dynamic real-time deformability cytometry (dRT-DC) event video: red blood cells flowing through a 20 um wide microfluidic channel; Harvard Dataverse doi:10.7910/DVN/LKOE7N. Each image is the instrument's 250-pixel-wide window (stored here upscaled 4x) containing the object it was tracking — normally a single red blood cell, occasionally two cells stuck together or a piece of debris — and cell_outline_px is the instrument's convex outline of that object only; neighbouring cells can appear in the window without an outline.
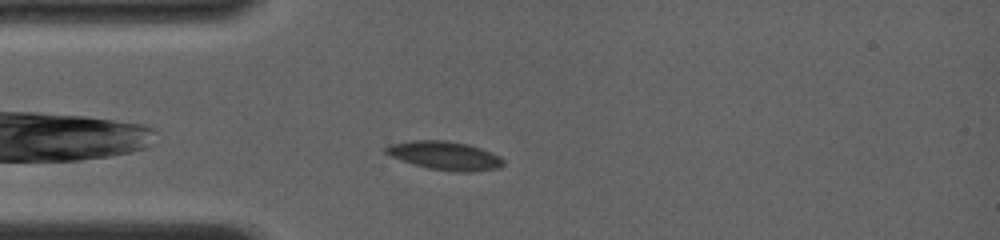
{"species": "common noctule bat (a hibernating species)", "species_latin": "Nyctalus noctula", "temperature_condition": "room temperature", "stored_images_in_passage": 6, "camera_frame_rate_fps": 4000, "um_per_image_px": 0.085, "animal": {"sex": "female", "body_mass_g": 19.0, "forearm_length_mm": 56.7}, "frame": {"image": 1, "passage_image": 2, "time_ms": 1.0, "image_size_px": [1000, 240], "cell_outline_px": [[504, 164], [500, 168], [472, 172], [456, 172], [428, 168], [412, 164], [392, 156], [384, 152], [384, 148], [392, 144], [412, 140], [444, 140], [468, 144], [480, 148], [500, 156], [504, 160]], "centroid_in_image_um": [37.84, 13.23], "position_along_channel_um": 47.2, "area_um2": 19.54}}
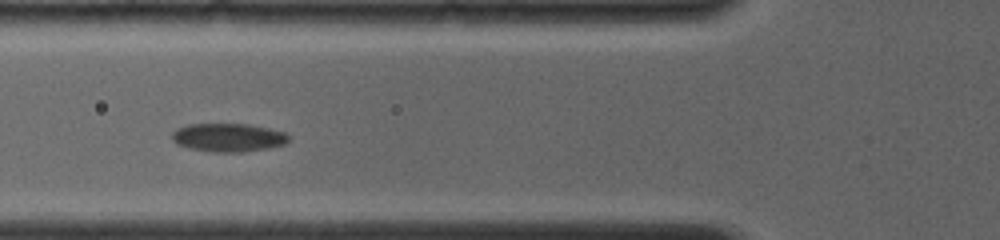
{"frame": {"image": 2, "passage_image": 4, "time_ms": 2.75, "image_size_px": [1000, 240], "cell_outline_px": [[288, 140], [284, 144], [268, 148], [244, 152], [212, 152], [192, 148], [176, 144], [172, 140], [172, 132], [176, 128], [188, 124], [248, 124], [268, 128], [284, 132], [288, 136]], "centroid_in_image_um": [19.37, 11.68], "position_along_channel_um": 106.4, "area_um2": 19.25}}
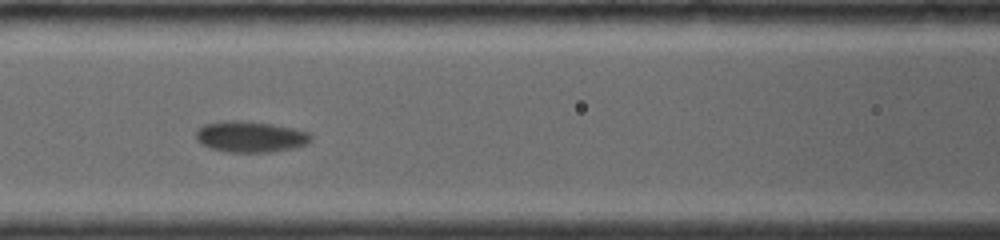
{"frame": {"image": 3, "passage_image": 5, "time_ms": 3.75, "image_size_px": [1000, 240], "cell_outline_px": [[312, 140], [308, 144], [292, 148], [272, 152], [228, 152], [212, 148], [200, 144], [196, 140], [196, 132], [204, 124], [228, 120], [236, 120], [272, 124], [292, 128], [308, 132], [312, 136]], "centroid_in_image_um": [21.29, 11.63], "position_along_channel_um": 145.3, "area_um2": 20.75}}